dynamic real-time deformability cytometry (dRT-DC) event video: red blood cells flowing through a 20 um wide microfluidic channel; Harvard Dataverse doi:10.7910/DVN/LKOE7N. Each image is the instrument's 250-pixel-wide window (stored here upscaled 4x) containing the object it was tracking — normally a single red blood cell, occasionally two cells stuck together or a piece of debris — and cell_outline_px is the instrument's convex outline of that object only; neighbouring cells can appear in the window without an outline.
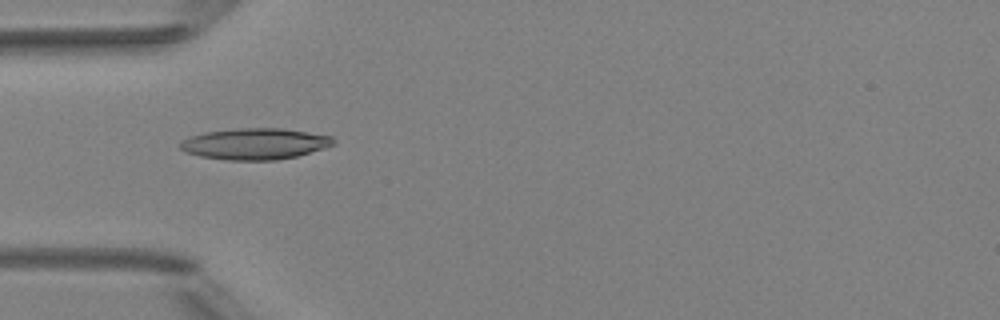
{"species": "Egyptian fruit bat (a non-hibernating species)", "species_latin": "Rousettus aegyptiacus", "temperature_condition": "room temperature", "stored_images_in_passage": 5, "camera_frame_rate_fps": 3000, "um_per_image_px": 0.085, "animal": {"sex": "female"}, "frame": {"image": 1, "passage_image": 3, "time_ms": 2.333, "image_size_px": [1000, 320], "cell_outline_px": [[336, 144], [324, 148], [296, 156], [276, 160], [228, 160], [200, 156], [188, 152], [180, 148], [180, 140], [204, 132], [240, 128], [280, 128], [332, 136], [336, 140]], "centroid_in_image_um": [21.69, 12.22], "position_along_channel_um": 63.3, "area_um2": 27.74}}
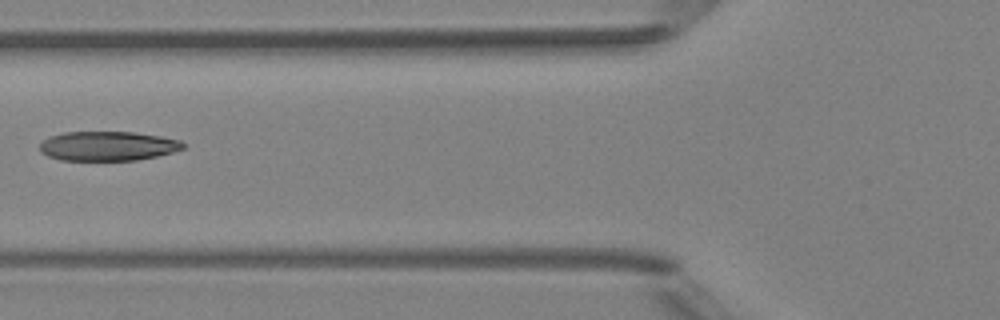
{"frame": {"image": 2, "passage_image": 4, "time_ms": 3.667, "image_size_px": [1000, 320], "cell_outline_px": [[188, 144], [184, 148], [172, 152], [156, 156], [136, 160], [60, 160], [48, 156], [40, 152], [40, 144], [44, 140], [52, 136], [64, 132], [132, 132], [160, 136], [180, 140]], "centroid_in_image_um": [9.18, 12.41], "position_along_channel_um": 116.6, "area_um2": 24.51}}
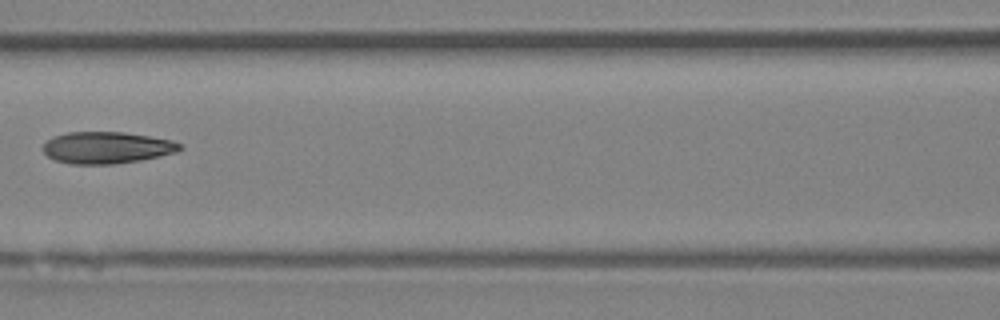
{"frame": {"image": 3, "passage_image": 5, "time_ms": 4.667, "image_size_px": [1000, 320], "cell_outline_px": [[184, 148], [176, 152], [160, 156], [140, 160], [112, 164], [72, 164], [56, 160], [48, 156], [44, 152], [44, 144], [52, 136], [68, 132], [124, 132], [172, 140], [180, 144]], "centroid_in_image_um": [9.08, 12.54], "position_along_channel_um": 157.5, "area_um2": 25.2}}